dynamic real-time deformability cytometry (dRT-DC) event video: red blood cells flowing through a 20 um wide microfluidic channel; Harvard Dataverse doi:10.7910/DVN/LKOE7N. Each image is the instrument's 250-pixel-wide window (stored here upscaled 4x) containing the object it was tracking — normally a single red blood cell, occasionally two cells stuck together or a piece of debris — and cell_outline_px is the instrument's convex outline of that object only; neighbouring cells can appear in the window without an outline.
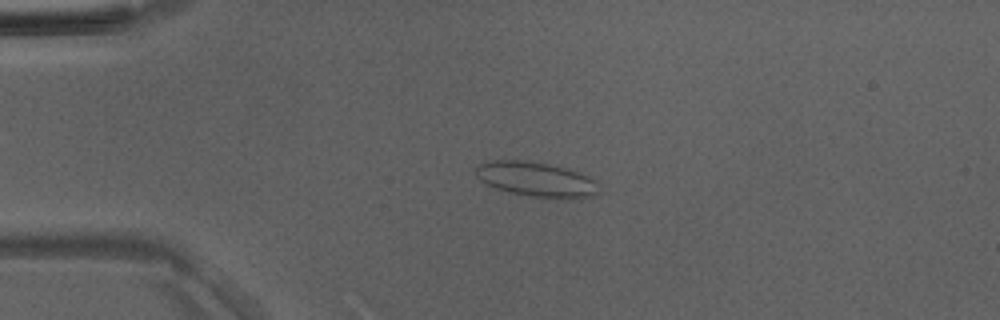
{"species": "Egyptian fruit bat (a non-hibernating species)", "species_latin": "Rousettus aegyptiacus", "temperature_condition": "room temperature", "stored_images_in_passage": 47, "camera_frame_rate_fps": 3000, "um_per_image_px": 0.085, "animal": {"sex": "male"}, "frame": {"image": 1, "passage_image": 12, "time_ms": 3.667, "image_size_px": [1000, 320], "cell_outline_px": [[600, 192], [596, 196], [576, 200], [544, 200], [508, 192], [496, 188], [480, 180], [476, 176], [476, 168], [480, 164], [488, 160], [528, 160], [568, 168], [588, 176], [596, 180]], "centroid_in_image_um": [45.67, 15.3], "position_along_channel_um": 39.3, "area_um2": 26.01}}
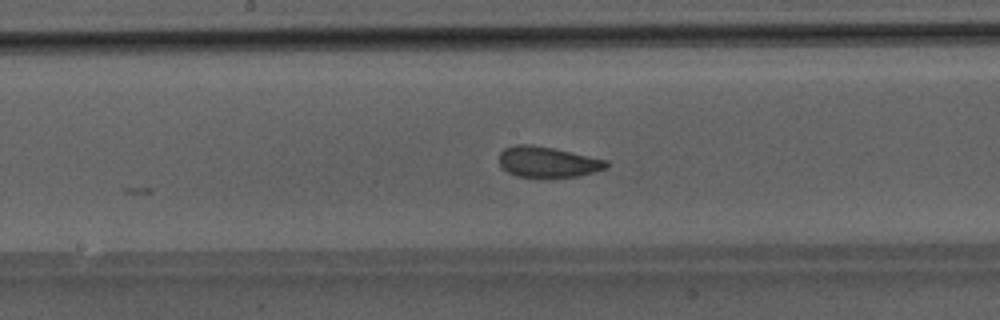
{"frame": {"image": 2, "passage_image": 26, "time_ms": 8.333, "image_size_px": [1000, 320], "cell_outline_px": [[612, 164], [608, 168], [580, 176], [516, 176], [508, 172], [500, 164], [500, 152], [504, 148], [516, 144], [532, 144], [572, 152], [608, 160]], "centroid_in_image_um": [46.61, 13.75], "position_along_channel_um": 201.6, "area_um2": 19.07}}
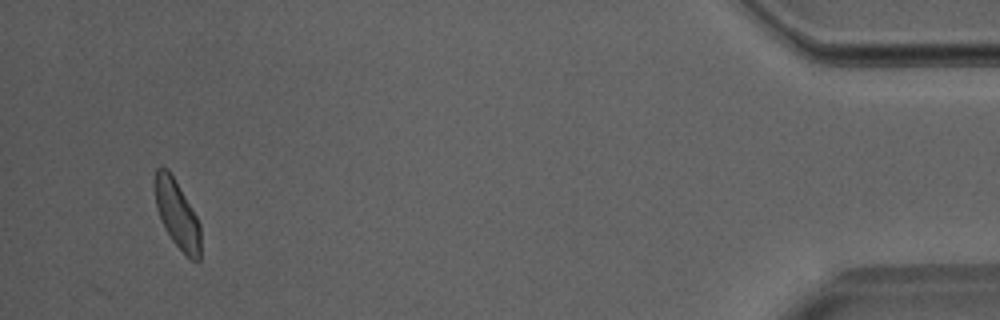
{"frame": {"image": 3, "passage_image": 47, "time_ms": 15.333, "image_size_px": [1000, 320], "cell_outline_px": [[200, 260], [192, 260], [172, 240], [164, 228], [160, 220], [156, 208], [152, 184], [156, 168], [168, 168], [196, 216], [200, 224]], "centroid_in_image_um": [15.0, 18.16], "position_along_channel_um": 420.2, "area_um2": 18.15}}